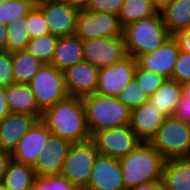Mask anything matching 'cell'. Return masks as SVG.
<instances>
[{
    "mask_svg": "<svg viewBox=\"0 0 190 190\" xmlns=\"http://www.w3.org/2000/svg\"><path fill=\"white\" fill-rule=\"evenodd\" d=\"M91 140L101 156L115 159L125 157L142 142L130 125L97 131L91 135Z\"/></svg>",
    "mask_w": 190,
    "mask_h": 190,
    "instance_id": "obj_8",
    "label": "cell"
},
{
    "mask_svg": "<svg viewBox=\"0 0 190 190\" xmlns=\"http://www.w3.org/2000/svg\"><path fill=\"white\" fill-rule=\"evenodd\" d=\"M5 50L0 47V55L4 52Z\"/></svg>",
    "mask_w": 190,
    "mask_h": 190,
    "instance_id": "obj_50",
    "label": "cell"
},
{
    "mask_svg": "<svg viewBox=\"0 0 190 190\" xmlns=\"http://www.w3.org/2000/svg\"><path fill=\"white\" fill-rule=\"evenodd\" d=\"M117 98L130 110L138 108L144 103H147L149 96L138 86L135 78H133L120 92Z\"/></svg>",
    "mask_w": 190,
    "mask_h": 190,
    "instance_id": "obj_31",
    "label": "cell"
},
{
    "mask_svg": "<svg viewBox=\"0 0 190 190\" xmlns=\"http://www.w3.org/2000/svg\"><path fill=\"white\" fill-rule=\"evenodd\" d=\"M90 134L130 125L131 111L117 98L97 93L82 97Z\"/></svg>",
    "mask_w": 190,
    "mask_h": 190,
    "instance_id": "obj_3",
    "label": "cell"
},
{
    "mask_svg": "<svg viewBox=\"0 0 190 190\" xmlns=\"http://www.w3.org/2000/svg\"><path fill=\"white\" fill-rule=\"evenodd\" d=\"M34 3H39L40 0H32Z\"/></svg>",
    "mask_w": 190,
    "mask_h": 190,
    "instance_id": "obj_52",
    "label": "cell"
},
{
    "mask_svg": "<svg viewBox=\"0 0 190 190\" xmlns=\"http://www.w3.org/2000/svg\"><path fill=\"white\" fill-rule=\"evenodd\" d=\"M172 0H152V3L158 10L162 9L165 5L169 4Z\"/></svg>",
    "mask_w": 190,
    "mask_h": 190,
    "instance_id": "obj_46",
    "label": "cell"
},
{
    "mask_svg": "<svg viewBox=\"0 0 190 190\" xmlns=\"http://www.w3.org/2000/svg\"><path fill=\"white\" fill-rule=\"evenodd\" d=\"M35 177L32 166L12 159L4 175L3 184L7 190H32Z\"/></svg>",
    "mask_w": 190,
    "mask_h": 190,
    "instance_id": "obj_25",
    "label": "cell"
},
{
    "mask_svg": "<svg viewBox=\"0 0 190 190\" xmlns=\"http://www.w3.org/2000/svg\"><path fill=\"white\" fill-rule=\"evenodd\" d=\"M173 117L181 120L184 124L190 125V102H184L181 98L173 113Z\"/></svg>",
    "mask_w": 190,
    "mask_h": 190,
    "instance_id": "obj_38",
    "label": "cell"
},
{
    "mask_svg": "<svg viewBox=\"0 0 190 190\" xmlns=\"http://www.w3.org/2000/svg\"><path fill=\"white\" fill-rule=\"evenodd\" d=\"M6 1H9V0H0V3H4V2H6Z\"/></svg>",
    "mask_w": 190,
    "mask_h": 190,
    "instance_id": "obj_53",
    "label": "cell"
},
{
    "mask_svg": "<svg viewBox=\"0 0 190 190\" xmlns=\"http://www.w3.org/2000/svg\"><path fill=\"white\" fill-rule=\"evenodd\" d=\"M75 34L82 40L123 36V27L118 15L84 9L78 12Z\"/></svg>",
    "mask_w": 190,
    "mask_h": 190,
    "instance_id": "obj_9",
    "label": "cell"
},
{
    "mask_svg": "<svg viewBox=\"0 0 190 190\" xmlns=\"http://www.w3.org/2000/svg\"><path fill=\"white\" fill-rule=\"evenodd\" d=\"M27 26L31 38L50 34V29L46 23L45 17L36 5L27 15Z\"/></svg>",
    "mask_w": 190,
    "mask_h": 190,
    "instance_id": "obj_34",
    "label": "cell"
},
{
    "mask_svg": "<svg viewBox=\"0 0 190 190\" xmlns=\"http://www.w3.org/2000/svg\"><path fill=\"white\" fill-rule=\"evenodd\" d=\"M30 39L27 16L15 19L7 26V42L4 50L9 53L25 50Z\"/></svg>",
    "mask_w": 190,
    "mask_h": 190,
    "instance_id": "obj_28",
    "label": "cell"
},
{
    "mask_svg": "<svg viewBox=\"0 0 190 190\" xmlns=\"http://www.w3.org/2000/svg\"><path fill=\"white\" fill-rule=\"evenodd\" d=\"M5 93L6 87L0 86V121L10 113L6 103Z\"/></svg>",
    "mask_w": 190,
    "mask_h": 190,
    "instance_id": "obj_41",
    "label": "cell"
},
{
    "mask_svg": "<svg viewBox=\"0 0 190 190\" xmlns=\"http://www.w3.org/2000/svg\"><path fill=\"white\" fill-rule=\"evenodd\" d=\"M36 6L42 11L52 35L75 34L78 9L63 1L39 2Z\"/></svg>",
    "mask_w": 190,
    "mask_h": 190,
    "instance_id": "obj_12",
    "label": "cell"
},
{
    "mask_svg": "<svg viewBox=\"0 0 190 190\" xmlns=\"http://www.w3.org/2000/svg\"><path fill=\"white\" fill-rule=\"evenodd\" d=\"M171 79L181 84L190 81V53L179 52Z\"/></svg>",
    "mask_w": 190,
    "mask_h": 190,
    "instance_id": "obj_35",
    "label": "cell"
},
{
    "mask_svg": "<svg viewBox=\"0 0 190 190\" xmlns=\"http://www.w3.org/2000/svg\"><path fill=\"white\" fill-rule=\"evenodd\" d=\"M182 95L181 83L166 79L153 95L149 96L148 103L166 118L172 117Z\"/></svg>",
    "mask_w": 190,
    "mask_h": 190,
    "instance_id": "obj_21",
    "label": "cell"
},
{
    "mask_svg": "<svg viewBox=\"0 0 190 190\" xmlns=\"http://www.w3.org/2000/svg\"><path fill=\"white\" fill-rule=\"evenodd\" d=\"M76 187L62 175L36 176L32 190H75Z\"/></svg>",
    "mask_w": 190,
    "mask_h": 190,
    "instance_id": "obj_33",
    "label": "cell"
},
{
    "mask_svg": "<svg viewBox=\"0 0 190 190\" xmlns=\"http://www.w3.org/2000/svg\"><path fill=\"white\" fill-rule=\"evenodd\" d=\"M99 69L84 60L64 69V81L69 96L82 98L96 93Z\"/></svg>",
    "mask_w": 190,
    "mask_h": 190,
    "instance_id": "obj_15",
    "label": "cell"
},
{
    "mask_svg": "<svg viewBox=\"0 0 190 190\" xmlns=\"http://www.w3.org/2000/svg\"><path fill=\"white\" fill-rule=\"evenodd\" d=\"M159 12L171 36L190 28V0H172Z\"/></svg>",
    "mask_w": 190,
    "mask_h": 190,
    "instance_id": "obj_23",
    "label": "cell"
},
{
    "mask_svg": "<svg viewBox=\"0 0 190 190\" xmlns=\"http://www.w3.org/2000/svg\"><path fill=\"white\" fill-rule=\"evenodd\" d=\"M163 190H190V168L180 159H166L162 173Z\"/></svg>",
    "mask_w": 190,
    "mask_h": 190,
    "instance_id": "obj_24",
    "label": "cell"
},
{
    "mask_svg": "<svg viewBox=\"0 0 190 190\" xmlns=\"http://www.w3.org/2000/svg\"><path fill=\"white\" fill-rule=\"evenodd\" d=\"M71 142L50 134L44 151L32 166L36 176L61 175Z\"/></svg>",
    "mask_w": 190,
    "mask_h": 190,
    "instance_id": "obj_14",
    "label": "cell"
},
{
    "mask_svg": "<svg viewBox=\"0 0 190 190\" xmlns=\"http://www.w3.org/2000/svg\"><path fill=\"white\" fill-rule=\"evenodd\" d=\"M180 48L174 36H170L160 47L136 58L137 64L145 70L172 78Z\"/></svg>",
    "mask_w": 190,
    "mask_h": 190,
    "instance_id": "obj_13",
    "label": "cell"
},
{
    "mask_svg": "<svg viewBox=\"0 0 190 190\" xmlns=\"http://www.w3.org/2000/svg\"><path fill=\"white\" fill-rule=\"evenodd\" d=\"M91 0H63V2L68 3L71 7L78 10L87 9Z\"/></svg>",
    "mask_w": 190,
    "mask_h": 190,
    "instance_id": "obj_43",
    "label": "cell"
},
{
    "mask_svg": "<svg viewBox=\"0 0 190 190\" xmlns=\"http://www.w3.org/2000/svg\"><path fill=\"white\" fill-rule=\"evenodd\" d=\"M35 5L32 0H9L0 3V24L8 26L15 19L27 16Z\"/></svg>",
    "mask_w": 190,
    "mask_h": 190,
    "instance_id": "obj_30",
    "label": "cell"
},
{
    "mask_svg": "<svg viewBox=\"0 0 190 190\" xmlns=\"http://www.w3.org/2000/svg\"><path fill=\"white\" fill-rule=\"evenodd\" d=\"M124 0H91L87 9L118 15Z\"/></svg>",
    "mask_w": 190,
    "mask_h": 190,
    "instance_id": "obj_37",
    "label": "cell"
},
{
    "mask_svg": "<svg viewBox=\"0 0 190 190\" xmlns=\"http://www.w3.org/2000/svg\"><path fill=\"white\" fill-rule=\"evenodd\" d=\"M180 159L190 168V150L181 156Z\"/></svg>",
    "mask_w": 190,
    "mask_h": 190,
    "instance_id": "obj_47",
    "label": "cell"
},
{
    "mask_svg": "<svg viewBox=\"0 0 190 190\" xmlns=\"http://www.w3.org/2000/svg\"><path fill=\"white\" fill-rule=\"evenodd\" d=\"M134 78L139 87L148 95L153 93L163 84L166 80L163 76L153 73L151 71L142 69L138 64L134 72Z\"/></svg>",
    "mask_w": 190,
    "mask_h": 190,
    "instance_id": "obj_32",
    "label": "cell"
},
{
    "mask_svg": "<svg viewBox=\"0 0 190 190\" xmlns=\"http://www.w3.org/2000/svg\"><path fill=\"white\" fill-rule=\"evenodd\" d=\"M136 66V59L126 55L116 63L101 67L96 93L108 97H117L134 78Z\"/></svg>",
    "mask_w": 190,
    "mask_h": 190,
    "instance_id": "obj_10",
    "label": "cell"
},
{
    "mask_svg": "<svg viewBox=\"0 0 190 190\" xmlns=\"http://www.w3.org/2000/svg\"><path fill=\"white\" fill-rule=\"evenodd\" d=\"M0 190H7L3 182H0Z\"/></svg>",
    "mask_w": 190,
    "mask_h": 190,
    "instance_id": "obj_48",
    "label": "cell"
},
{
    "mask_svg": "<svg viewBox=\"0 0 190 190\" xmlns=\"http://www.w3.org/2000/svg\"><path fill=\"white\" fill-rule=\"evenodd\" d=\"M129 190H163V184H162V181H154V182L135 186Z\"/></svg>",
    "mask_w": 190,
    "mask_h": 190,
    "instance_id": "obj_42",
    "label": "cell"
},
{
    "mask_svg": "<svg viewBox=\"0 0 190 190\" xmlns=\"http://www.w3.org/2000/svg\"><path fill=\"white\" fill-rule=\"evenodd\" d=\"M43 64V62L29 54L26 50L12 53L14 82L29 84Z\"/></svg>",
    "mask_w": 190,
    "mask_h": 190,
    "instance_id": "obj_26",
    "label": "cell"
},
{
    "mask_svg": "<svg viewBox=\"0 0 190 190\" xmlns=\"http://www.w3.org/2000/svg\"><path fill=\"white\" fill-rule=\"evenodd\" d=\"M125 56L123 36L83 40L84 61L98 68L116 63Z\"/></svg>",
    "mask_w": 190,
    "mask_h": 190,
    "instance_id": "obj_11",
    "label": "cell"
},
{
    "mask_svg": "<svg viewBox=\"0 0 190 190\" xmlns=\"http://www.w3.org/2000/svg\"><path fill=\"white\" fill-rule=\"evenodd\" d=\"M58 38L59 36L52 35L51 33L31 38L25 50L44 64L52 63Z\"/></svg>",
    "mask_w": 190,
    "mask_h": 190,
    "instance_id": "obj_29",
    "label": "cell"
},
{
    "mask_svg": "<svg viewBox=\"0 0 190 190\" xmlns=\"http://www.w3.org/2000/svg\"><path fill=\"white\" fill-rule=\"evenodd\" d=\"M165 160L148 142H141L134 151L119 159L126 190L138 185L162 181Z\"/></svg>",
    "mask_w": 190,
    "mask_h": 190,
    "instance_id": "obj_2",
    "label": "cell"
},
{
    "mask_svg": "<svg viewBox=\"0 0 190 190\" xmlns=\"http://www.w3.org/2000/svg\"><path fill=\"white\" fill-rule=\"evenodd\" d=\"M37 120L33 115L10 112L0 121V150L12 153Z\"/></svg>",
    "mask_w": 190,
    "mask_h": 190,
    "instance_id": "obj_18",
    "label": "cell"
},
{
    "mask_svg": "<svg viewBox=\"0 0 190 190\" xmlns=\"http://www.w3.org/2000/svg\"><path fill=\"white\" fill-rule=\"evenodd\" d=\"M83 60V40L79 36L73 34L58 38L51 64L63 71Z\"/></svg>",
    "mask_w": 190,
    "mask_h": 190,
    "instance_id": "obj_22",
    "label": "cell"
},
{
    "mask_svg": "<svg viewBox=\"0 0 190 190\" xmlns=\"http://www.w3.org/2000/svg\"><path fill=\"white\" fill-rule=\"evenodd\" d=\"M6 103L10 112L25 113L41 118L35 95L29 84L13 83L6 87Z\"/></svg>",
    "mask_w": 190,
    "mask_h": 190,
    "instance_id": "obj_20",
    "label": "cell"
},
{
    "mask_svg": "<svg viewBox=\"0 0 190 190\" xmlns=\"http://www.w3.org/2000/svg\"><path fill=\"white\" fill-rule=\"evenodd\" d=\"M29 85L42 111L69 97L63 71L51 63L43 64Z\"/></svg>",
    "mask_w": 190,
    "mask_h": 190,
    "instance_id": "obj_6",
    "label": "cell"
},
{
    "mask_svg": "<svg viewBox=\"0 0 190 190\" xmlns=\"http://www.w3.org/2000/svg\"><path fill=\"white\" fill-rule=\"evenodd\" d=\"M86 189L126 190L119 159L99 155L92 167Z\"/></svg>",
    "mask_w": 190,
    "mask_h": 190,
    "instance_id": "obj_16",
    "label": "cell"
},
{
    "mask_svg": "<svg viewBox=\"0 0 190 190\" xmlns=\"http://www.w3.org/2000/svg\"><path fill=\"white\" fill-rule=\"evenodd\" d=\"M158 11L152 0H124L118 14L119 22L124 28L133 22L151 17Z\"/></svg>",
    "mask_w": 190,
    "mask_h": 190,
    "instance_id": "obj_27",
    "label": "cell"
},
{
    "mask_svg": "<svg viewBox=\"0 0 190 190\" xmlns=\"http://www.w3.org/2000/svg\"><path fill=\"white\" fill-rule=\"evenodd\" d=\"M12 160L11 153L0 150V182H3L9 162Z\"/></svg>",
    "mask_w": 190,
    "mask_h": 190,
    "instance_id": "obj_40",
    "label": "cell"
},
{
    "mask_svg": "<svg viewBox=\"0 0 190 190\" xmlns=\"http://www.w3.org/2000/svg\"><path fill=\"white\" fill-rule=\"evenodd\" d=\"M47 1H63V0H40V2H47Z\"/></svg>",
    "mask_w": 190,
    "mask_h": 190,
    "instance_id": "obj_49",
    "label": "cell"
},
{
    "mask_svg": "<svg viewBox=\"0 0 190 190\" xmlns=\"http://www.w3.org/2000/svg\"><path fill=\"white\" fill-rule=\"evenodd\" d=\"M165 118L147 102L131 111L130 127L142 142H149Z\"/></svg>",
    "mask_w": 190,
    "mask_h": 190,
    "instance_id": "obj_19",
    "label": "cell"
},
{
    "mask_svg": "<svg viewBox=\"0 0 190 190\" xmlns=\"http://www.w3.org/2000/svg\"><path fill=\"white\" fill-rule=\"evenodd\" d=\"M75 190H88L86 188H76Z\"/></svg>",
    "mask_w": 190,
    "mask_h": 190,
    "instance_id": "obj_51",
    "label": "cell"
},
{
    "mask_svg": "<svg viewBox=\"0 0 190 190\" xmlns=\"http://www.w3.org/2000/svg\"><path fill=\"white\" fill-rule=\"evenodd\" d=\"M170 36L158 11L151 17L138 20L123 28L126 55L136 59L160 47Z\"/></svg>",
    "mask_w": 190,
    "mask_h": 190,
    "instance_id": "obj_4",
    "label": "cell"
},
{
    "mask_svg": "<svg viewBox=\"0 0 190 190\" xmlns=\"http://www.w3.org/2000/svg\"><path fill=\"white\" fill-rule=\"evenodd\" d=\"M177 40L180 51L190 53V28L174 35Z\"/></svg>",
    "mask_w": 190,
    "mask_h": 190,
    "instance_id": "obj_39",
    "label": "cell"
},
{
    "mask_svg": "<svg viewBox=\"0 0 190 190\" xmlns=\"http://www.w3.org/2000/svg\"><path fill=\"white\" fill-rule=\"evenodd\" d=\"M7 42V25L0 24V47L5 49Z\"/></svg>",
    "mask_w": 190,
    "mask_h": 190,
    "instance_id": "obj_44",
    "label": "cell"
},
{
    "mask_svg": "<svg viewBox=\"0 0 190 190\" xmlns=\"http://www.w3.org/2000/svg\"><path fill=\"white\" fill-rule=\"evenodd\" d=\"M40 120L51 134L71 143L91 139L82 98L67 97L42 111Z\"/></svg>",
    "mask_w": 190,
    "mask_h": 190,
    "instance_id": "obj_1",
    "label": "cell"
},
{
    "mask_svg": "<svg viewBox=\"0 0 190 190\" xmlns=\"http://www.w3.org/2000/svg\"><path fill=\"white\" fill-rule=\"evenodd\" d=\"M148 143L165 159L180 158L190 150V125L167 117Z\"/></svg>",
    "mask_w": 190,
    "mask_h": 190,
    "instance_id": "obj_5",
    "label": "cell"
},
{
    "mask_svg": "<svg viewBox=\"0 0 190 190\" xmlns=\"http://www.w3.org/2000/svg\"><path fill=\"white\" fill-rule=\"evenodd\" d=\"M50 134L51 132L47 126L38 119L12 151V159L16 162L33 166L39 155L44 151Z\"/></svg>",
    "mask_w": 190,
    "mask_h": 190,
    "instance_id": "obj_17",
    "label": "cell"
},
{
    "mask_svg": "<svg viewBox=\"0 0 190 190\" xmlns=\"http://www.w3.org/2000/svg\"><path fill=\"white\" fill-rule=\"evenodd\" d=\"M99 155L91 139L72 143L65 159L61 175L76 188H86L92 167Z\"/></svg>",
    "mask_w": 190,
    "mask_h": 190,
    "instance_id": "obj_7",
    "label": "cell"
},
{
    "mask_svg": "<svg viewBox=\"0 0 190 190\" xmlns=\"http://www.w3.org/2000/svg\"><path fill=\"white\" fill-rule=\"evenodd\" d=\"M14 82L12 53L4 51L0 55V86L7 87Z\"/></svg>",
    "mask_w": 190,
    "mask_h": 190,
    "instance_id": "obj_36",
    "label": "cell"
},
{
    "mask_svg": "<svg viewBox=\"0 0 190 190\" xmlns=\"http://www.w3.org/2000/svg\"><path fill=\"white\" fill-rule=\"evenodd\" d=\"M182 85V99L184 102H190V81L184 82Z\"/></svg>",
    "mask_w": 190,
    "mask_h": 190,
    "instance_id": "obj_45",
    "label": "cell"
}]
</instances>
